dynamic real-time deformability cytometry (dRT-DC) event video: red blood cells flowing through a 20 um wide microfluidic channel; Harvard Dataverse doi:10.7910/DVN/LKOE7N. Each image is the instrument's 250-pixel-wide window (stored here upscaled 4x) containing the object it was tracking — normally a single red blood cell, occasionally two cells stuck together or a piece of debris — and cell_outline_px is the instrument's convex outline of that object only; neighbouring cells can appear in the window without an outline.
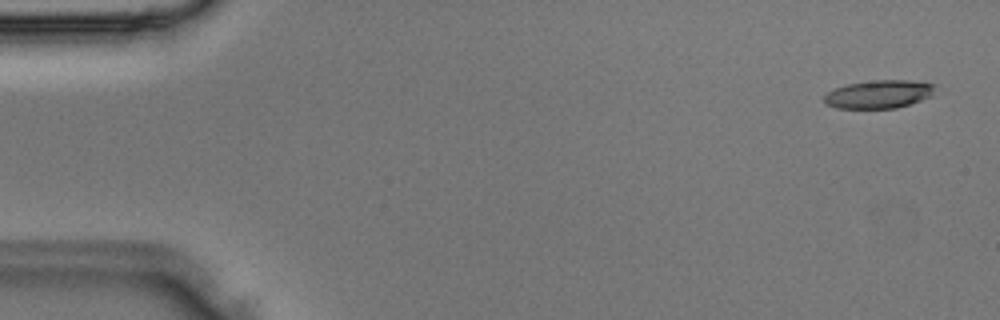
{"species": "Egyptian fruit bat (a non-hibernating species)", "species_latin": "Rousettus aegyptiacus", "temperature_condition": "room temperature", "stored_images_in_passage": 3, "camera_frame_rate_fps": 3000, "um_per_image_px": 0.085, "animal": {"sex": "male"}, "frame": {"image": 1, "passage_image": 1, "time_ms": 0.0, "image_size_px": [1000, 320], "cell_outline_px": [[936, 84], [932, 96], [896, 108], [836, 108], [824, 104], [824, 96], [828, 92], [836, 88], [848, 84], [876, 80], [908, 80]], "centroid_in_image_um": [74.7, 8.01], "position_along_channel_um": 10.3, "area_um2": 18.09}}
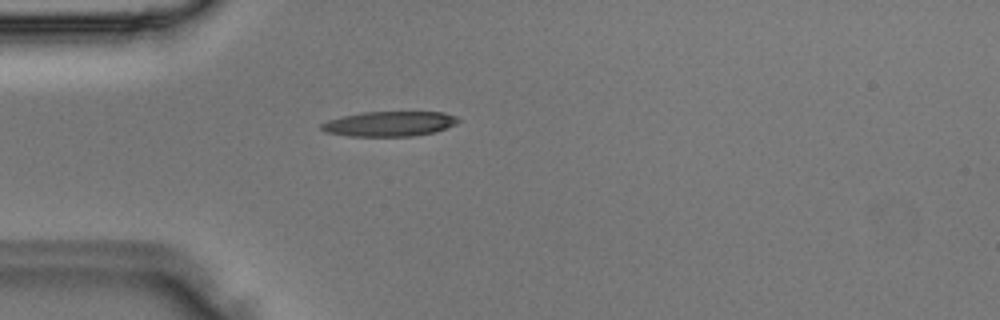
{"frame": {"image": 2, "passage_image": 3, "time_ms": 0.667, "image_size_px": [1000, 320], "cell_outline_px": [[460, 120], [444, 128], [432, 132], [412, 136], [348, 136], [324, 132], [320, 128], [320, 124], [328, 120], [360, 112], [444, 112], [456, 116]], "centroid_in_image_um": [33.03, 10.52], "position_along_channel_um": 52.0, "area_um2": 19.71}}